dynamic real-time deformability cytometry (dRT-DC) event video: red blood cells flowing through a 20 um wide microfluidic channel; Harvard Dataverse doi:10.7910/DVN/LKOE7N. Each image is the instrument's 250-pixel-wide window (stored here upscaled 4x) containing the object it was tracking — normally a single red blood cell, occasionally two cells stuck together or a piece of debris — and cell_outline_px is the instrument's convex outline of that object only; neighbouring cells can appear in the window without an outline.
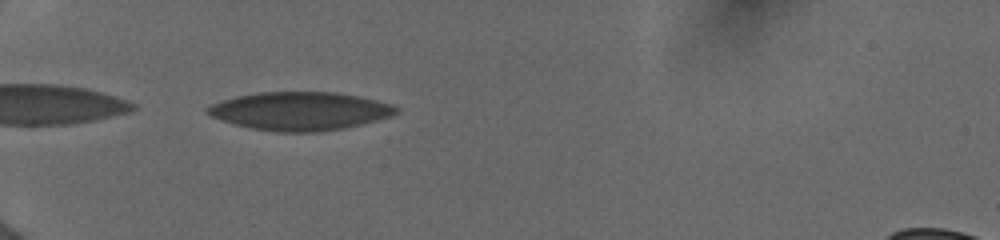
{"species": "human", "species_latin": "Homo sapiens", "temperature_condition": "cold", "stored_images_in_passage": 63, "camera_frame_rate_fps": 3000, "um_per_image_px": 0.085, "donor": {"sex": "female"}, "frame": {"image": 1, "passage_image": 2, "time_ms": 0.333, "image_size_px": [1000, 240], "cell_outline_px": [[400, 108], [392, 116], [344, 128], [312, 132], [276, 132], [252, 128], [236, 124], [212, 116], [204, 108], [212, 104], [236, 96], [260, 92], [336, 92], [360, 96], [392, 104]], "centroid_in_image_um": [25.53, 9.43], "position_along_channel_um": 59.5, "area_um2": 41.73}}
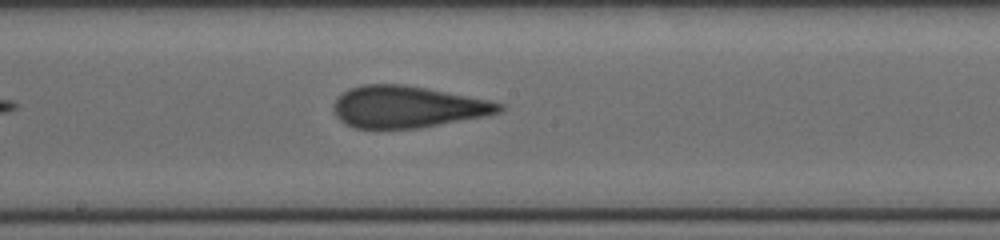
{"frame": {"image": 2, "passage_image": 22, "time_ms": 4.667, "image_size_px": [1000, 240], "cell_outline_px": [[504, 108], [500, 112], [488, 116], [420, 128], [356, 128], [344, 124], [336, 116], [336, 100], [348, 88], [364, 84], [400, 84], [424, 88], [488, 100], [504, 104]], "centroid_in_image_um": [34.67, 9.09], "position_along_channel_um": 213.5, "area_um2": 39.94}}
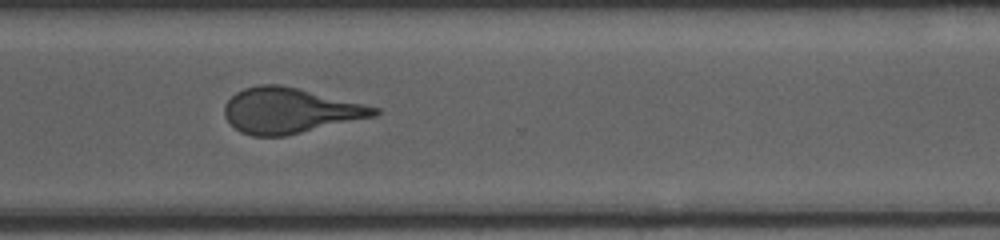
{"frame": {"image": 3, "passage_image": 47, "time_ms": 8.0, "image_size_px": [1000, 240], "cell_outline_px": [[380, 112], [376, 116], [284, 136], [252, 136], [240, 132], [224, 116], [224, 104], [236, 92], [244, 88], [260, 84], [280, 84], [380, 108]], "centroid_in_image_um": [24.61, 9.4], "position_along_channel_um": 346.0, "area_um2": 39.3}, "authors_computed_cell_mechanics": {"area_um2": 40.4022, "velocity_mm_per_s": 3.9954, "shape_relaxation_time_tau1_ms": 9.3744, "shape_relaxation_time_tau2_ms": 1.1068, "deformation_change_tau1": 0.2147, "deformation_change_tau2": 0.0924}}